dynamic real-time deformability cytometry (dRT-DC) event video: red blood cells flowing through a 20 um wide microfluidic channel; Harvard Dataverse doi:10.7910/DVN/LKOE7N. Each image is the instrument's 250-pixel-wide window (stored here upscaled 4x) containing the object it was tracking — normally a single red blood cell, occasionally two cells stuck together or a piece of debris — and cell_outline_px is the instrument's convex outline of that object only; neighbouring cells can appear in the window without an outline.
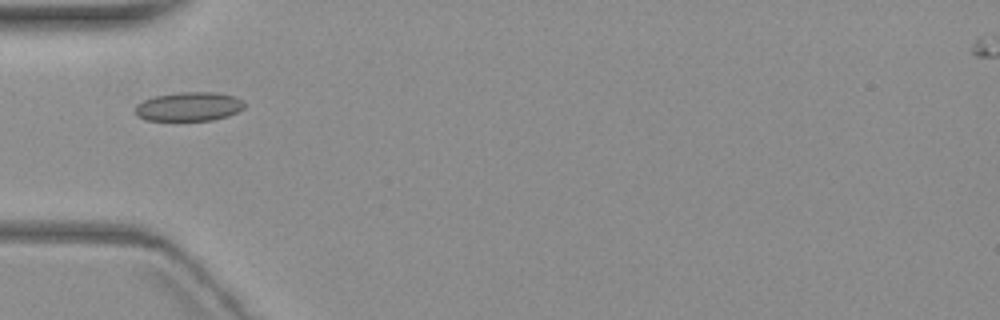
{"species": "common noctule bat (a hibernating species)", "species_latin": "Nyctalus noctula", "temperature_condition": "warm", "stored_images_in_passage": 4, "camera_frame_rate_fps": 3000, "um_per_image_px": 0.085, "animal": {"sex": "female", "body_mass_g": 19.3, "forearm_length_mm": 54.1}, "frame": {"image": 1, "passage_image": 1, "time_ms": 0.0, "image_size_px": [1000, 320], "cell_outline_px": [[244, 108], [228, 116], [212, 120], [148, 120], [140, 116], [136, 112], [136, 104], [144, 100], [156, 96], [180, 92], [216, 92], [236, 96], [244, 100]], "centroid_in_image_um": [16.12, 9.04], "position_along_channel_um": 68.9, "area_um2": 18.32}}
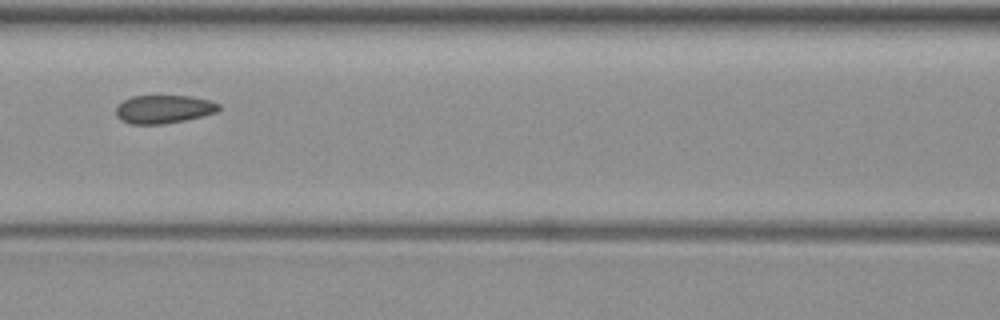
{"frame": {"image": 2, "passage_image": 3, "time_ms": 2.333, "image_size_px": [1000, 320], "cell_outline_px": [[220, 108], [216, 112], [184, 120], [164, 124], [128, 124], [120, 120], [116, 116], [116, 108], [124, 100], [132, 96], [188, 96], [208, 100], [220, 104]], "centroid_in_image_um": [13.88, 9.29], "position_along_channel_um": 152.7, "area_um2": 16.82}}
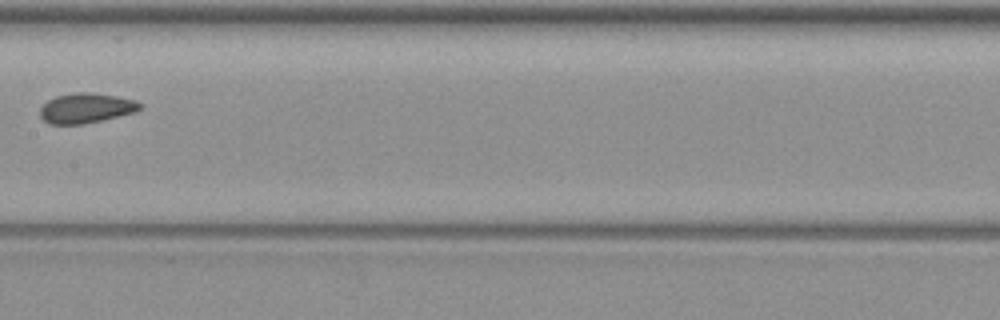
{"frame": {"image": 3, "passage_image": 4, "time_ms": 3.667, "image_size_px": [1000, 320], "cell_outline_px": [[144, 104], [140, 108], [132, 112], [84, 124], [48, 124], [40, 116], [40, 108], [48, 100], [56, 96], [76, 92], [88, 92], [116, 96], [136, 100]], "centroid_in_image_um": [7.28, 9.18], "position_along_channel_um": 200.1, "area_um2": 17.22}}